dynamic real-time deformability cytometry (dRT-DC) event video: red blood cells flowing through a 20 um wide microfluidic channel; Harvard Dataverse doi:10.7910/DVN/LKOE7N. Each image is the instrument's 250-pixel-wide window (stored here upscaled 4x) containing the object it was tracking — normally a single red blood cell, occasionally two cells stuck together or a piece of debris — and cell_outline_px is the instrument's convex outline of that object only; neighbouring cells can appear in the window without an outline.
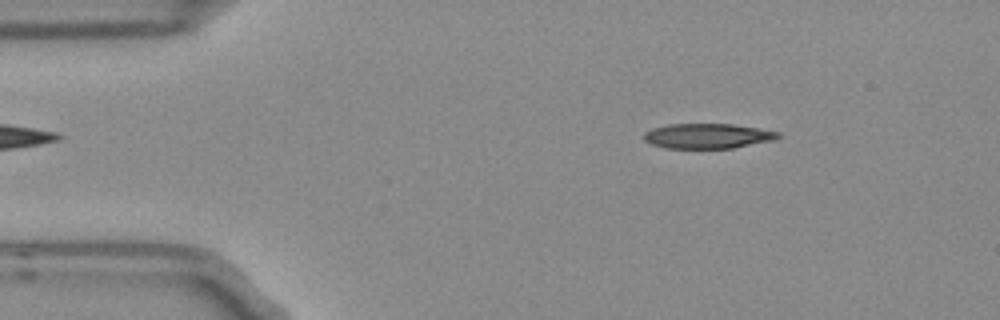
{"species": "Egyptian fruit bat (a non-hibernating species)", "species_latin": "Rousettus aegyptiacus", "temperature_condition": "room temperature", "stored_images_in_passage": 4, "segment_of_instrument_passage": [1, 2], "camera_frame_rate_fps": 3000, "um_per_image_px": 0.085, "frame": {"image": 1, "passage_image": 2, "time_ms": 0.333, "image_size_px": [1000, 320], "cell_outline_px": [[784, 136], [776, 140], [732, 148], [664, 148], [652, 144], [644, 140], [644, 132], [652, 128], [668, 124], [732, 124], [780, 132]], "centroid_in_image_um": [60.18, 11.56], "position_along_channel_um": 24.8, "area_um2": 19.65}}
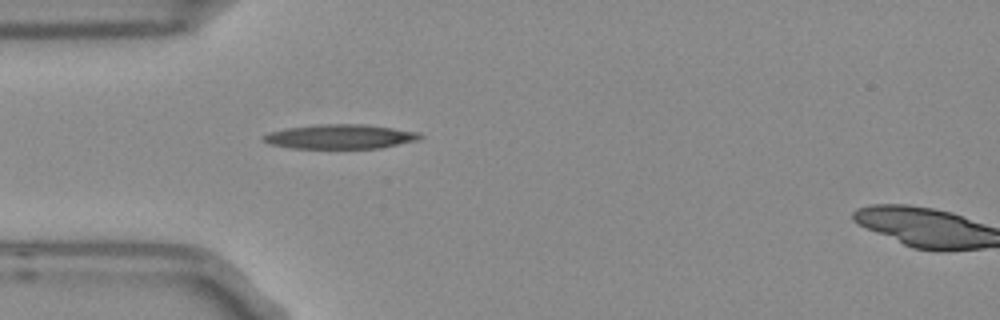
{"frame": {"image": 2, "passage_image": 3, "time_ms": 0.667, "image_size_px": [1000, 320], "cell_outline_px": [[424, 136], [416, 140], [380, 148], [292, 148], [268, 144], [260, 140], [260, 136], [268, 132], [288, 128], [316, 124], [364, 124], [420, 132]], "centroid_in_image_um": [28.85, 11.61], "position_along_channel_um": 56.2, "area_um2": 22.37}}